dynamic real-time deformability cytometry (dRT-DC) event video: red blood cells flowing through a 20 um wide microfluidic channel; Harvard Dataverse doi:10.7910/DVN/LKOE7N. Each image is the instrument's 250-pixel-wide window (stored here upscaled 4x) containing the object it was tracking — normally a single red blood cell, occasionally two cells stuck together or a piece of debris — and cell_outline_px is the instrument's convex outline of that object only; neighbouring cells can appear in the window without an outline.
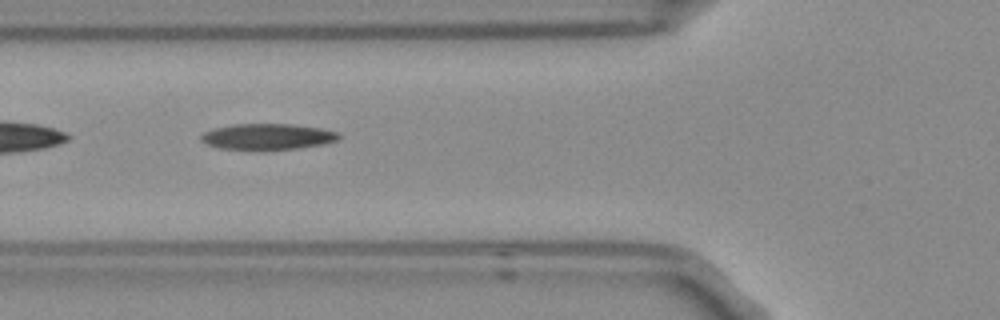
{"species": "Egyptian fruit bat (a non-hibernating species)", "species_latin": "Rousettus aegyptiacus", "temperature_condition": "room temperature", "stored_images_in_passage": 4, "camera_frame_rate_fps": 3000, "um_per_image_px": 0.085, "frame": {"image": 1, "passage_image": 2, "time_ms": 0.333, "image_size_px": [1000, 320], "cell_outline_px": [[340, 136], [336, 140], [324, 144], [300, 148], [220, 148], [208, 144], [200, 140], [200, 136], [204, 132], [212, 128], [232, 124], [292, 124], [320, 128], [336, 132]], "centroid_in_image_um": [22.72, 11.58], "position_along_channel_um": 103.1, "area_um2": 20.29}}